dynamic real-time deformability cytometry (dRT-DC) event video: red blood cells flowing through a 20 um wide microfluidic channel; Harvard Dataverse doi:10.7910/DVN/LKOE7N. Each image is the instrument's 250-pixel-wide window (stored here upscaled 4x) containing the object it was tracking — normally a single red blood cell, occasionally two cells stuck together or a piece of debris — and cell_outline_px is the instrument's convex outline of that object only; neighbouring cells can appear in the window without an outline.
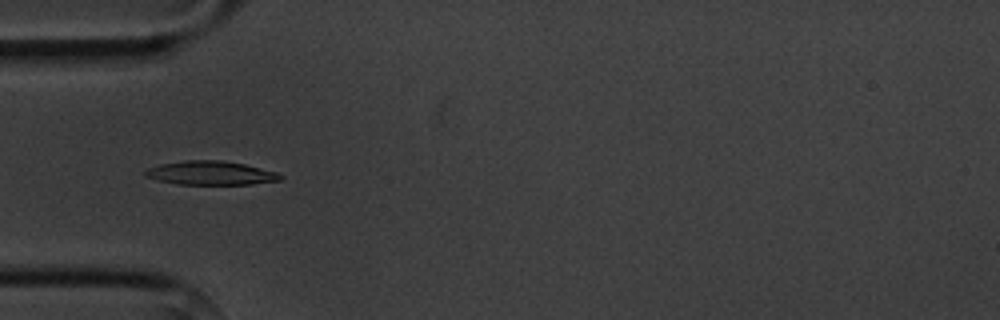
{"species": "common noctule bat (a hibernating species)", "species_latin": "Nyctalus noctula", "temperature_condition": "cold", "stored_images_in_passage": 8, "camera_frame_rate_fps": 3000, "um_per_image_px": 0.085, "animal": {"sex": "male", "body_mass_g": 20.1, "forearm_length_mm": 53.5}, "frame": {"image": 1, "passage_image": 4, "time_ms": 4.333, "image_size_px": [1000, 320], "cell_outline_px": [[284, 176], [280, 180], [252, 184], [176, 184], [156, 180], [144, 176], [144, 172], [148, 168], [160, 164], [184, 160], [220, 160], [244, 164], [276, 172]], "centroid_in_image_um": [17.87, 14.7], "position_along_channel_um": 67.1, "area_um2": 18.73}}
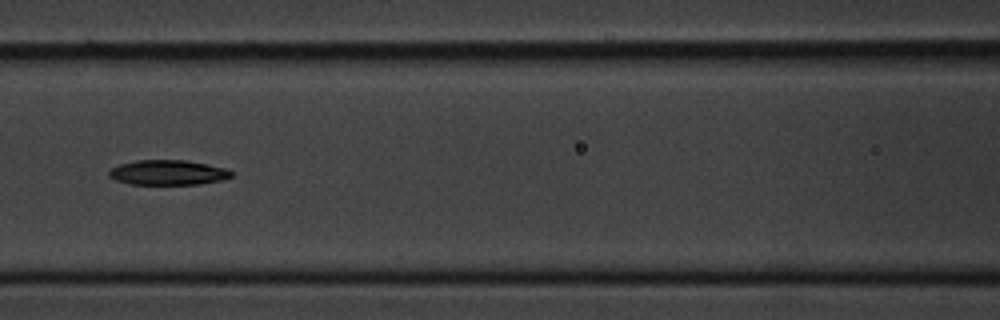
{"frame": {"image": 2, "passage_image": 6, "time_ms": 6.667, "image_size_px": [1000, 320], "cell_outline_px": [[232, 176], [220, 180], [200, 184], [128, 184], [116, 180], [108, 176], [108, 172], [112, 168], [120, 164], [136, 160], [188, 160], [228, 168], [232, 172]], "centroid_in_image_um": [14.28, 14.66], "position_along_channel_um": 152.3, "area_um2": 17.86}}
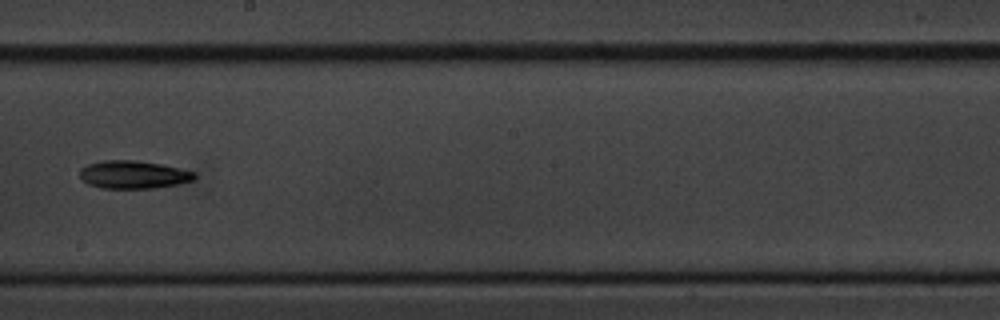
{"frame": {"image": 3, "passage_image": 8, "time_ms": 9.0, "image_size_px": [1000, 320], "cell_outline_px": [[196, 176], [192, 180], [180, 184], [156, 188], [100, 188], [88, 184], [80, 176], [80, 168], [88, 164], [104, 160], [136, 160], [160, 164], [196, 172]], "centroid_in_image_um": [11.34, 14.84], "position_along_channel_um": 236.9, "area_um2": 18.67}}